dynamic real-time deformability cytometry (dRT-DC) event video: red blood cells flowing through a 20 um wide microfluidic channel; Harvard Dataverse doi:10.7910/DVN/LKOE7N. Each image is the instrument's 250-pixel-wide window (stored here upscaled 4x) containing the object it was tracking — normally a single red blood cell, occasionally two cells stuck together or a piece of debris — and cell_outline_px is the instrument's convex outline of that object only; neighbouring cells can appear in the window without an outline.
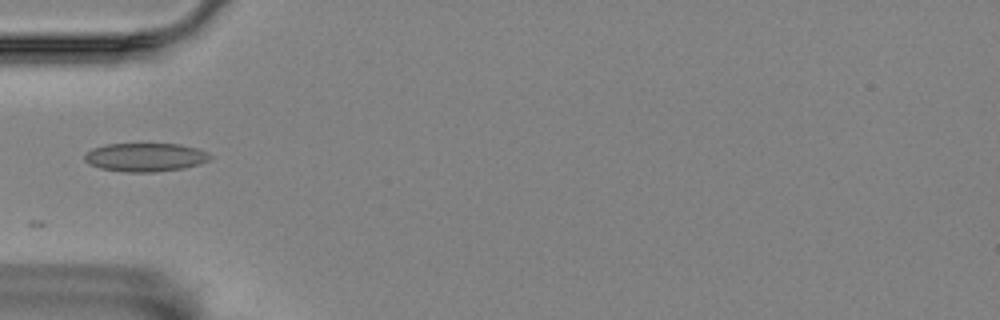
{"species": "Egyptian fruit bat (a non-hibernating species)", "species_latin": "Rousettus aegyptiacus", "temperature_condition": "room temperature", "stored_images_in_passage": 5, "camera_frame_rate_fps": 3000, "um_per_image_px": 0.085, "animal": {"sex": "female"}, "frame": {"image": 1, "passage_image": 2, "time_ms": 0.333, "image_size_px": [1000, 320], "cell_outline_px": [[212, 156], [208, 160], [200, 164], [184, 168], [152, 172], [128, 172], [100, 168], [88, 164], [84, 160], [84, 156], [92, 148], [104, 144], [180, 144], [196, 148], [208, 152]], "centroid_in_image_um": [12.35, 13.36], "position_along_channel_um": 72.7, "area_um2": 20.87}}
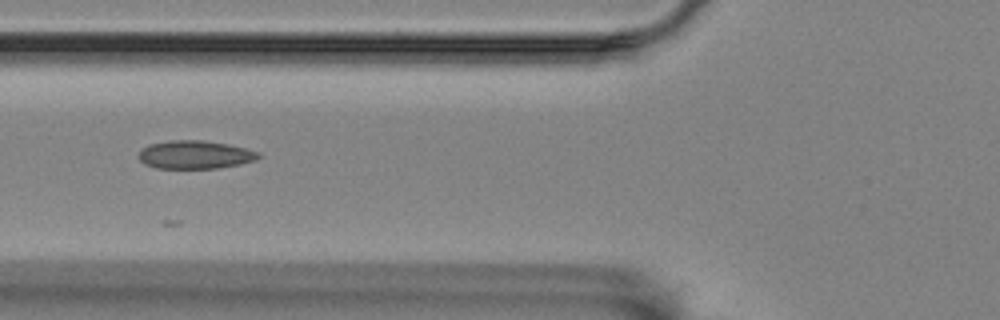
{"frame": {"image": 2, "passage_image": 3, "time_ms": 0.667, "image_size_px": [1000, 320], "cell_outline_px": [[260, 156], [256, 160], [240, 164], [216, 168], [156, 168], [144, 164], [136, 156], [148, 144], [172, 140], [204, 140], [228, 144], [260, 152]], "centroid_in_image_um": [16.56, 13.15], "position_along_channel_um": 109.2, "area_um2": 19.71}}
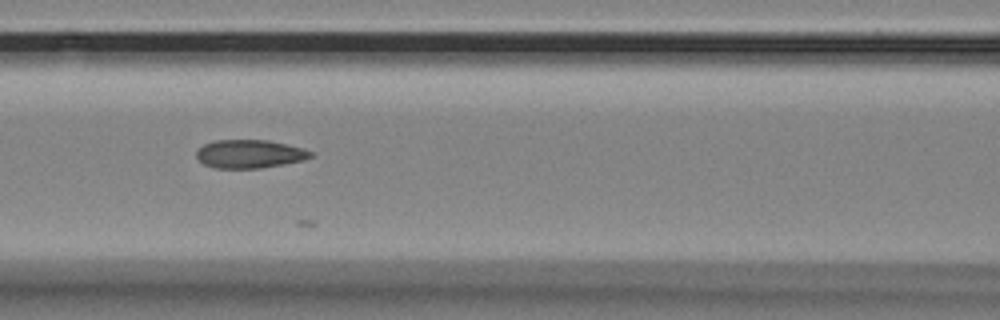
{"frame": {"image": 3, "passage_image": 4, "time_ms": 1.0, "image_size_px": [1000, 320], "cell_outline_px": [[312, 156], [304, 160], [284, 164], [260, 168], [212, 168], [204, 164], [196, 156], [196, 152], [204, 144], [216, 140], [268, 140], [300, 148], [312, 152]], "centroid_in_image_um": [21.19, 13.09], "position_along_channel_um": 145.4, "area_um2": 18.67}}